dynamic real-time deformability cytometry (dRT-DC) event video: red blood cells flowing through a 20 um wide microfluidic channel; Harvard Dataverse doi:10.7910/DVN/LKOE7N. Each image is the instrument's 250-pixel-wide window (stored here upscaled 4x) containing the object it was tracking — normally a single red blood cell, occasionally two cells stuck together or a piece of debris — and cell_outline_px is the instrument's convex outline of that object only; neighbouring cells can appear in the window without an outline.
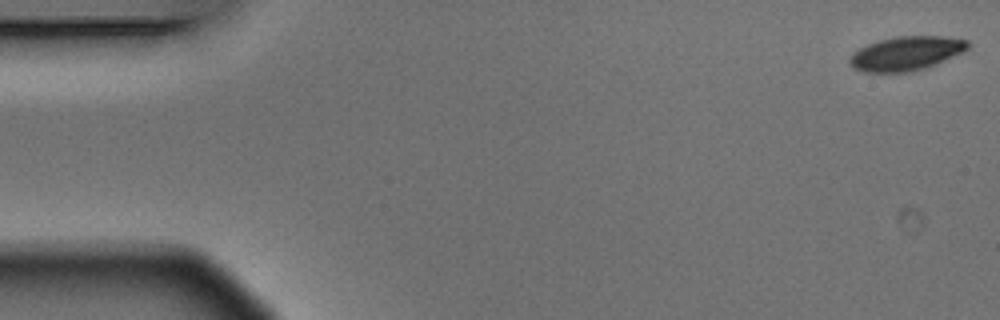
{"species": "Egyptian fruit bat (a non-hibernating species)", "species_latin": "Rousettus aegyptiacus", "temperature_condition": "warm", "stored_images_in_passage": 4, "camera_frame_rate_fps": 3000, "um_per_image_px": 0.085, "animal": {"sex": "male"}, "frame": {"image": 1, "passage_image": 1, "time_ms": 0.0, "image_size_px": [1000, 320], "cell_outline_px": [[972, 44], [964, 52], [928, 68], [908, 72], [864, 72], [856, 68], [848, 60], [852, 52], [868, 44], [880, 40], [896, 36], [944, 36], [968, 40]], "centroid_in_image_um": [77.09, 4.54], "position_along_channel_um": 7.9, "area_um2": 23.64}}